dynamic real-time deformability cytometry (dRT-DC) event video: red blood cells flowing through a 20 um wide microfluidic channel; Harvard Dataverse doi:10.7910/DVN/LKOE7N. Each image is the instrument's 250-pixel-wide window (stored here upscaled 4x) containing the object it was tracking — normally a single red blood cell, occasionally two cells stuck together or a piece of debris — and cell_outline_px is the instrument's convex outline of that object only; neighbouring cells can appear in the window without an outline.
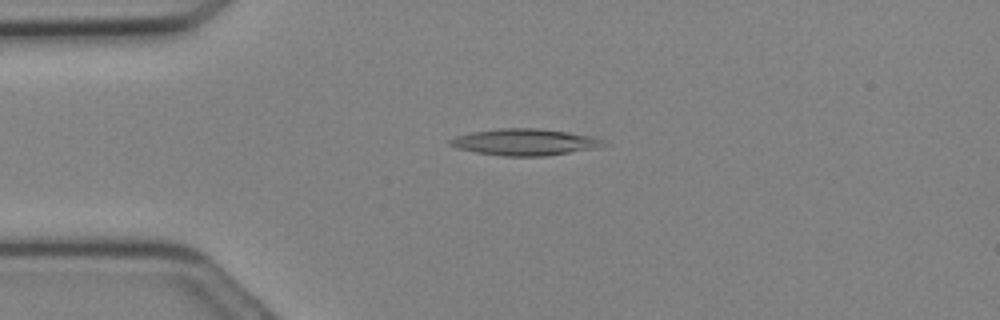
{"species": "Egyptian fruit bat (a non-hibernating species)", "species_latin": "Rousettus aegyptiacus", "temperature_condition": "cold", "stored_images_in_passage": 30, "camera_frame_rate_fps": 3000, "um_per_image_px": 0.085, "animal": {"sex": "female"}, "frame": {"image": 1, "passage_image": 7, "time_ms": 2.0, "image_size_px": [1000, 320], "cell_outline_px": [[600, 140], [584, 148], [568, 152], [544, 156], [504, 156], [476, 152], [460, 148], [448, 144], [448, 140], [456, 136], [472, 132], [504, 128], [536, 128], [564, 132], [588, 136]], "centroid_in_image_um": [44.33, 12.07], "position_along_channel_um": 40.7, "area_um2": 22.31}}
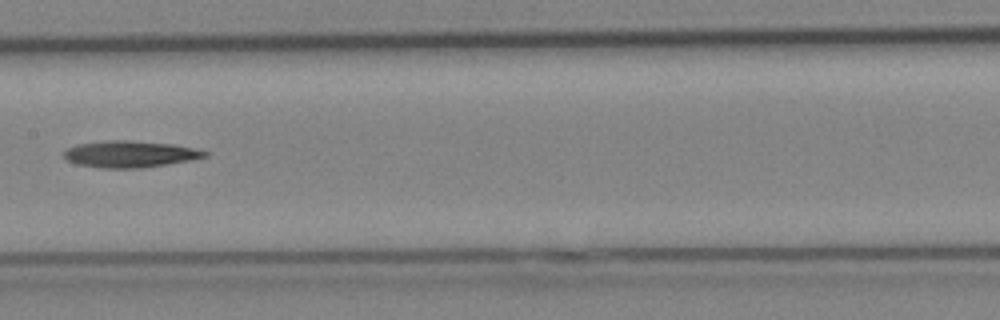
{"frame": {"image": 2, "passage_image": 15, "time_ms": 4.667, "image_size_px": [1000, 320], "cell_outline_px": [[208, 156], [188, 160], [164, 164], [136, 168], [108, 168], [80, 164], [68, 160], [64, 156], [64, 152], [68, 148], [80, 144], [112, 140], [124, 140], [172, 144], [192, 148], [208, 152]], "centroid_in_image_um": [11.06, 13.09], "position_along_channel_um": 196.3, "area_um2": 21.04}}
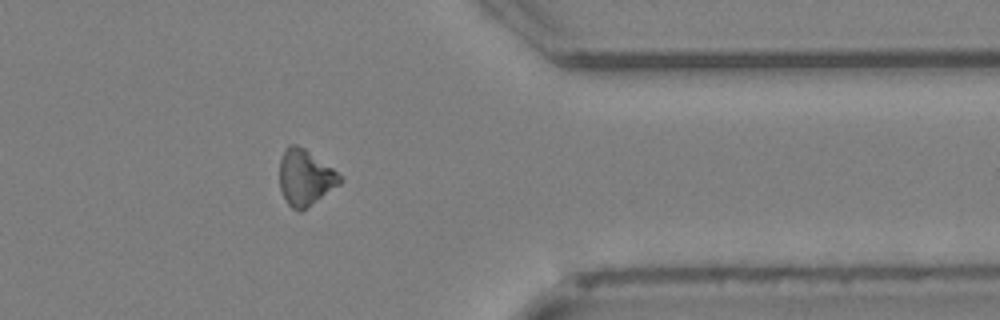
{"frame": {"image": 3, "passage_image": 24, "time_ms": 7.667, "image_size_px": [1000, 320], "cell_outline_px": [[340, 184], [300, 212], [292, 208], [288, 204], [280, 188], [280, 160], [288, 144], [296, 144], [304, 148], [332, 168], [340, 176]], "centroid_in_image_um": [25.91, 15.09], "position_along_channel_um": 385.5, "area_um2": 19.19}}